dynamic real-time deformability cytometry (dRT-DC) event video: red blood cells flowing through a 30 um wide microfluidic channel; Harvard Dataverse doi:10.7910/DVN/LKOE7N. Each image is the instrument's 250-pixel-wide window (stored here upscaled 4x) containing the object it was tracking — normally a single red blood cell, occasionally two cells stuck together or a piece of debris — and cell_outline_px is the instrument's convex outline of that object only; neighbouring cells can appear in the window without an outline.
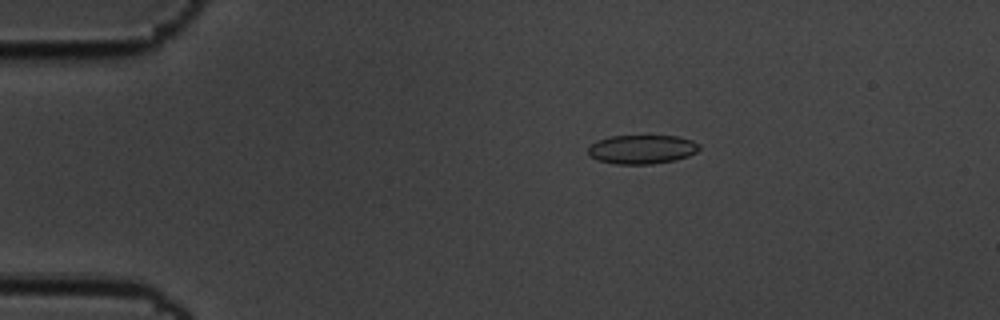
{"species": "common noctule bat (a hibernating species)", "species_latin": "Nyctalus noctula", "temperature_condition": "cold", "stored_images_in_passage": 48, "camera_frame_rate_fps": 3000, "um_per_image_px": 0.085, "animal": {"sex": "male", "body_mass_g": 19.5, "forearm_length_mm": 54.6}, "frame": {"image": 1, "passage_image": 1, "time_ms": 0.0, "image_size_px": [1000, 320], "cell_outline_px": [[700, 148], [696, 152], [688, 156], [676, 160], [652, 164], [616, 164], [596, 160], [588, 156], [588, 148], [596, 140], [612, 136], [676, 136], [692, 140], [700, 144]], "centroid_in_image_um": [54.55, 12.7], "position_along_channel_um": 30.4, "area_um2": 18.9}}
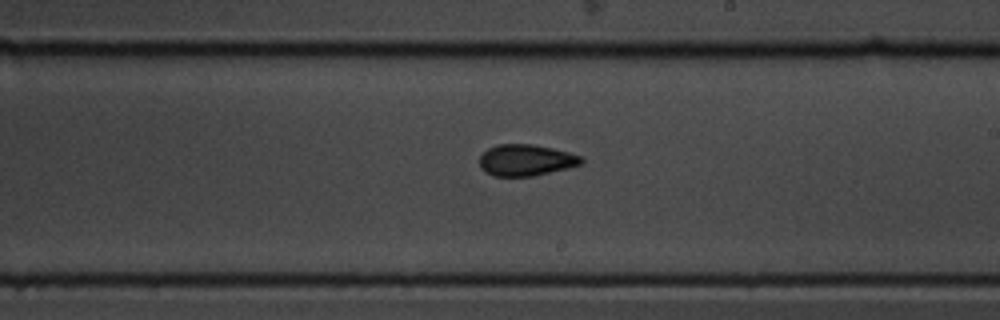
{"frame": {"image": 2, "passage_image": 24, "time_ms": 7.667, "image_size_px": [1000, 320], "cell_outline_px": [[584, 160], [580, 164], [568, 168], [536, 176], [492, 176], [484, 172], [480, 168], [480, 156], [488, 148], [496, 144], [532, 144], [552, 148], [568, 152], [580, 156]], "centroid_in_image_um": [44.67, 13.62], "position_along_channel_um": 244.3, "area_um2": 18.73}}
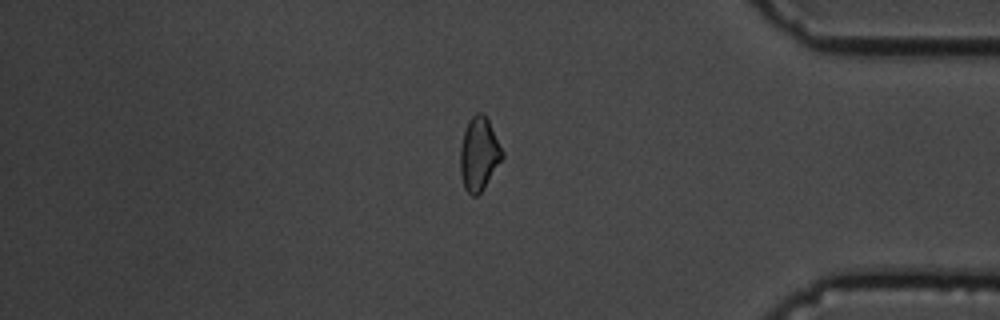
{"frame": {"image": 3, "passage_image": 39, "time_ms": 12.667, "image_size_px": [1000, 320], "cell_outline_px": [[504, 156], [484, 188], [476, 196], [472, 196], [464, 188], [460, 172], [460, 148], [464, 132], [468, 120], [476, 112], [480, 112], [488, 120], [504, 152]], "centroid_in_image_um": [40.71, 13.1], "position_along_channel_um": 394.5, "area_um2": 17.86}, "authors_computed_cell_mechanics": {"area_um2": 18.4671, "velocity_mm_per_s": 3.4877, "shape_relaxation_time_tau1_ms": 3.8569, "shape_relaxation_time_tau2_ms": 2.2656, "deformation_change_tau1": 0.0798, "deformation_change_tau2": 0.0744}}